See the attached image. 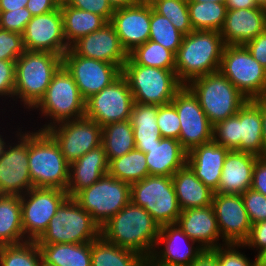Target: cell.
<instances>
[{
    "label": "cell",
    "mask_w": 266,
    "mask_h": 266,
    "mask_svg": "<svg viewBox=\"0 0 266 266\" xmlns=\"http://www.w3.org/2000/svg\"><path fill=\"white\" fill-rule=\"evenodd\" d=\"M28 169L33 187L66 191L70 164L46 131H28Z\"/></svg>",
    "instance_id": "277c9868"
},
{
    "label": "cell",
    "mask_w": 266,
    "mask_h": 266,
    "mask_svg": "<svg viewBox=\"0 0 266 266\" xmlns=\"http://www.w3.org/2000/svg\"><path fill=\"white\" fill-rule=\"evenodd\" d=\"M177 224L192 241H195L203 249H215L223 245V243H219L222 238H220L212 204L206 207L182 210Z\"/></svg>",
    "instance_id": "603a6c76"
},
{
    "label": "cell",
    "mask_w": 266,
    "mask_h": 266,
    "mask_svg": "<svg viewBox=\"0 0 266 266\" xmlns=\"http://www.w3.org/2000/svg\"><path fill=\"white\" fill-rule=\"evenodd\" d=\"M213 141L229 150L239 151L238 112L213 125Z\"/></svg>",
    "instance_id": "7bdbcfd3"
},
{
    "label": "cell",
    "mask_w": 266,
    "mask_h": 266,
    "mask_svg": "<svg viewBox=\"0 0 266 266\" xmlns=\"http://www.w3.org/2000/svg\"><path fill=\"white\" fill-rule=\"evenodd\" d=\"M189 266H219L218 247L215 249H204Z\"/></svg>",
    "instance_id": "9f6ffc18"
},
{
    "label": "cell",
    "mask_w": 266,
    "mask_h": 266,
    "mask_svg": "<svg viewBox=\"0 0 266 266\" xmlns=\"http://www.w3.org/2000/svg\"><path fill=\"white\" fill-rule=\"evenodd\" d=\"M24 241L20 196L0 195V246Z\"/></svg>",
    "instance_id": "836d02e7"
},
{
    "label": "cell",
    "mask_w": 266,
    "mask_h": 266,
    "mask_svg": "<svg viewBox=\"0 0 266 266\" xmlns=\"http://www.w3.org/2000/svg\"><path fill=\"white\" fill-rule=\"evenodd\" d=\"M251 101L260 109L262 118V137L264 143V156H266V96L251 99Z\"/></svg>",
    "instance_id": "6f0895ef"
},
{
    "label": "cell",
    "mask_w": 266,
    "mask_h": 266,
    "mask_svg": "<svg viewBox=\"0 0 266 266\" xmlns=\"http://www.w3.org/2000/svg\"><path fill=\"white\" fill-rule=\"evenodd\" d=\"M219 71L249 100L266 96V69L244 45H226Z\"/></svg>",
    "instance_id": "8fae6325"
},
{
    "label": "cell",
    "mask_w": 266,
    "mask_h": 266,
    "mask_svg": "<svg viewBox=\"0 0 266 266\" xmlns=\"http://www.w3.org/2000/svg\"><path fill=\"white\" fill-rule=\"evenodd\" d=\"M248 247L257 250L256 257L262 262L266 258V220L255 223L247 240L241 244V248Z\"/></svg>",
    "instance_id": "681fc988"
},
{
    "label": "cell",
    "mask_w": 266,
    "mask_h": 266,
    "mask_svg": "<svg viewBox=\"0 0 266 266\" xmlns=\"http://www.w3.org/2000/svg\"><path fill=\"white\" fill-rule=\"evenodd\" d=\"M28 0H0V11H12L26 7Z\"/></svg>",
    "instance_id": "91938a15"
},
{
    "label": "cell",
    "mask_w": 266,
    "mask_h": 266,
    "mask_svg": "<svg viewBox=\"0 0 266 266\" xmlns=\"http://www.w3.org/2000/svg\"><path fill=\"white\" fill-rule=\"evenodd\" d=\"M122 75L128 81L134 102L140 104H169L183 86L175 71L137 65L130 57L122 68Z\"/></svg>",
    "instance_id": "52a82bcc"
},
{
    "label": "cell",
    "mask_w": 266,
    "mask_h": 266,
    "mask_svg": "<svg viewBox=\"0 0 266 266\" xmlns=\"http://www.w3.org/2000/svg\"><path fill=\"white\" fill-rule=\"evenodd\" d=\"M73 198L101 227L131 201L130 184L106 174Z\"/></svg>",
    "instance_id": "30bf717a"
},
{
    "label": "cell",
    "mask_w": 266,
    "mask_h": 266,
    "mask_svg": "<svg viewBox=\"0 0 266 266\" xmlns=\"http://www.w3.org/2000/svg\"><path fill=\"white\" fill-rule=\"evenodd\" d=\"M239 152L264 156L260 109L248 100L238 111Z\"/></svg>",
    "instance_id": "f546056e"
},
{
    "label": "cell",
    "mask_w": 266,
    "mask_h": 266,
    "mask_svg": "<svg viewBox=\"0 0 266 266\" xmlns=\"http://www.w3.org/2000/svg\"><path fill=\"white\" fill-rule=\"evenodd\" d=\"M114 9L123 8L138 4L142 0H108Z\"/></svg>",
    "instance_id": "94428289"
},
{
    "label": "cell",
    "mask_w": 266,
    "mask_h": 266,
    "mask_svg": "<svg viewBox=\"0 0 266 266\" xmlns=\"http://www.w3.org/2000/svg\"><path fill=\"white\" fill-rule=\"evenodd\" d=\"M22 38L25 50L63 56L70 47L64 36L60 7L46 14L33 16L27 23Z\"/></svg>",
    "instance_id": "ac0fdd59"
},
{
    "label": "cell",
    "mask_w": 266,
    "mask_h": 266,
    "mask_svg": "<svg viewBox=\"0 0 266 266\" xmlns=\"http://www.w3.org/2000/svg\"><path fill=\"white\" fill-rule=\"evenodd\" d=\"M157 125L162 138L179 141L180 120L176 108L171 103L158 106Z\"/></svg>",
    "instance_id": "ee69618b"
},
{
    "label": "cell",
    "mask_w": 266,
    "mask_h": 266,
    "mask_svg": "<svg viewBox=\"0 0 266 266\" xmlns=\"http://www.w3.org/2000/svg\"><path fill=\"white\" fill-rule=\"evenodd\" d=\"M100 236V226L73 197H68L50 219L37 244L88 243Z\"/></svg>",
    "instance_id": "ba28073f"
},
{
    "label": "cell",
    "mask_w": 266,
    "mask_h": 266,
    "mask_svg": "<svg viewBox=\"0 0 266 266\" xmlns=\"http://www.w3.org/2000/svg\"><path fill=\"white\" fill-rule=\"evenodd\" d=\"M172 181L181 210L212 204L215 192L198 179L187 164L172 175Z\"/></svg>",
    "instance_id": "f1b7e54d"
},
{
    "label": "cell",
    "mask_w": 266,
    "mask_h": 266,
    "mask_svg": "<svg viewBox=\"0 0 266 266\" xmlns=\"http://www.w3.org/2000/svg\"><path fill=\"white\" fill-rule=\"evenodd\" d=\"M109 161L102 145L92 149L70 164L69 182L66 189L69 197L90 187L102 176L108 174Z\"/></svg>",
    "instance_id": "4316f807"
},
{
    "label": "cell",
    "mask_w": 266,
    "mask_h": 266,
    "mask_svg": "<svg viewBox=\"0 0 266 266\" xmlns=\"http://www.w3.org/2000/svg\"><path fill=\"white\" fill-rule=\"evenodd\" d=\"M42 260L54 266H91V242L38 244Z\"/></svg>",
    "instance_id": "d6a6232c"
},
{
    "label": "cell",
    "mask_w": 266,
    "mask_h": 266,
    "mask_svg": "<svg viewBox=\"0 0 266 266\" xmlns=\"http://www.w3.org/2000/svg\"><path fill=\"white\" fill-rule=\"evenodd\" d=\"M24 132L18 128L14 134L18 141L9 140L0 157V195L22 196L33 188L28 169V131Z\"/></svg>",
    "instance_id": "2e32d148"
},
{
    "label": "cell",
    "mask_w": 266,
    "mask_h": 266,
    "mask_svg": "<svg viewBox=\"0 0 266 266\" xmlns=\"http://www.w3.org/2000/svg\"><path fill=\"white\" fill-rule=\"evenodd\" d=\"M225 5L227 10L250 9L258 7L254 0H226Z\"/></svg>",
    "instance_id": "680465c9"
},
{
    "label": "cell",
    "mask_w": 266,
    "mask_h": 266,
    "mask_svg": "<svg viewBox=\"0 0 266 266\" xmlns=\"http://www.w3.org/2000/svg\"><path fill=\"white\" fill-rule=\"evenodd\" d=\"M251 189L266 196V156L258 157L254 165Z\"/></svg>",
    "instance_id": "db71d44e"
},
{
    "label": "cell",
    "mask_w": 266,
    "mask_h": 266,
    "mask_svg": "<svg viewBox=\"0 0 266 266\" xmlns=\"http://www.w3.org/2000/svg\"><path fill=\"white\" fill-rule=\"evenodd\" d=\"M241 244L226 243L218 246L219 266H259L262 262L255 257L254 261L247 258L245 253L240 252Z\"/></svg>",
    "instance_id": "f6af8a7d"
},
{
    "label": "cell",
    "mask_w": 266,
    "mask_h": 266,
    "mask_svg": "<svg viewBox=\"0 0 266 266\" xmlns=\"http://www.w3.org/2000/svg\"><path fill=\"white\" fill-rule=\"evenodd\" d=\"M266 29L264 9L227 10L220 35L225 45H244Z\"/></svg>",
    "instance_id": "cb8c5ba5"
},
{
    "label": "cell",
    "mask_w": 266,
    "mask_h": 266,
    "mask_svg": "<svg viewBox=\"0 0 266 266\" xmlns=\"http://www.w3.org/2000/svg\"><path fill=\"white\" fill-rule=\"evenodd\" d=\"M203 250L177 223H173L160 227L151 258L167 266H189Z\"/></svg>",
    "instance_id": "ffe728a7"
},
{
    "label": "cell",
    "mask_w": 266,
    "mask_h": 266,
    "mask_svg": "<svg viewBox=\"0 0 266 266\" xmlns=\"http://www.w3.org/2000/svg\"><path fill=\"white\" fill-rule=\"evenodd\" d=\"M65 3L80 10L98 14L107 22L111 21L115 11L108 0H67Z\"/></svg>",
    "instance_id": "f907efd6"
},
{
    "label": "cell",
    "mask_w": 266,
    "mask_h": 266,
    "mask_svg": "<svg viewBox=\"0 0 266 266\" xmlns=\"http://www.w3.org/2000/svg\"><path fill=\"white\" fill-rule=\"evenodd\" d=\"M258 7L264 8L266 6V0H254Z\"/></svg>",
    "instance_id": "03108f58"
},
{
    "label": "cell",
    "mask_w": 266,
    "mask_h": 266,
    "mask_svg": "<svg viewBox=\"0 0 266 266\" xmlns=\"http://www.w3.org/2000/svg\"><path fill=\"white\" fill-rule=\"evenodd\" d=\"M60 4L57 0H28L26 8L33 16L42 15L57 10Z\"/></svg>",
    "instance_id": "11a10c76"
},
{
    "label": "cell",
    "mask_w": 266,
    "mask_h": 266,
    "mask_svg": "<svg viewBox=\"0 0 266 266\" xmlns=\"http://www.w3.org/2000/svg\"><path fill=\"white\" fill-rule=\"evenodd\" d=\"M259 266H266V264L265 263H261Z\"/></svg>",
    "instance_id": "2644e50d"
},
{
    "label": "cell",
    "mask_w": 266,
    "mask_h": 266,
    "mask_svg": "<svg viewBox=\"0 0 266 266\" xmlns=\"http://www.w3.org/2000/svg\"><path fill=\"white\" fill-rule=\"evenodd\" d=\"M151 4L142 0L138 4L115 9L110 23L129 54L150 38Z\"/></svg>",
    "instance_id": "44dd1931"
},
{
    "label": "cell",
    "mask_w": 266,
    "mask_h": 266,
    "mask_svg": "<svg viewBox=\"0 0 266 266\" xmlns=\"http://www.w3.org/2000/svg\"><path fill=\"white\" fill-rule=\"evenodd\" d=\"M144 266H167L154 261L151 257L145 259Z\"/></svg>",
    "instance_id": "be15d7a7"
},
{
    "label": "cell",
    "mask_w": 266,
    "mask_h": 266,
    "mask_svg": "<svg viewBox=\"0 0 266 266\" xmlns=\"http://www.w3.org/2000/svg\"><path fill=\"white\" fill-rule=\"evenodd\" d=\"M61 66V55L25 50L16 60L14 101H20L26 111L32 110Z\"/></svg>",
    "instance_id": "3957f363"
},
{
    "label": "cell",
    "mask_w": 266,
    "mask_h": 266,
    "mask_svg": "<svg viewBox=\"0 0 266 266\" xmlns=\"http://www.w3.org/2000/svg\"><path fill=\"white\" fill-rule=\"evenodd\" d=\"M0 133L2 134V132H0ZM1 134H0V157L3 155V151L5 149V146L7 145L6 143L9 142V140L8 141L6 140V142H5V139H7V138H6V136L4 138L3 137L4 135H1Z\"/></svg>",
    "instance_id": "6125c7cd"
},
{
    "label": "cell",
    "mask_w": 266,
    "mask_h": 266,
    "mask_svg": "<svg viewBox=\"0 0 266 266\" xmlns=\"http://www.w3.org/2000/svg\"><path fill=\"white\" fill-rule=\"evenodd\" d=\"M230 150L211 142L187 152V165L208 188L217 192L226 155Z\"/></svg>",
    "instance_id": "d4e9b609"
},
{
    "label": "cell",
    "mask_w": 266,
    "mask_h": 266,
    "mask_svg": "<svg viewBox=\"0 0 266 266\" xmlns=\"http://www.w3.org/2000/svg\"><path fill=\"white\" fill-rule=\"evenodd\" d=\"M190 22L193 30L219 32L223 27L227 8L225 4L215 2H188Z\"/></svg>",
    "instance_id": "74e56055"
},
{
    "label": "cell",
    "mask_w": 266,
    "mask_h": 266,
    "mask_svg": "<svg viewBox=\"0 0 266 266\" xmlns=\"http://www.w3.org/2000/svg\"><path fill=\"white\" fill-rule=\"evenodd\" d=\"M215 211L222 242L243 244L249 237L252 223L239 194L214 193Z\"/></svg>",
    "instance_id": "d6986e66"
},
{
    "label": "cell",
    "mask_w": 266,
    "mask_h": 266,
    "mask_svg": "<svg viewBox=\"0 0 266 266\" xmlns=\"http://www.w3.org/2000/svg\"><path fill=\"white\" fill-rule=\"evenodd\" d=\"M70 49L79 56L115 64L121 70L129 58L110 22L101 29L78 39Z\"/></svg>",
    "instance_id": "7402d4cb"
},
{
    "label": "cell",
    "mask_w": 266,
    "mask_h": 266,
    "mask_svg": "<svg viewBox=\"0 0 266 266\" xmlns=\"http://www.w3.org/2000/svg\"><path fill=\"white\" fill-rule=\"evenodd\" d=\"M108 174L130 185L139 182L149 176L145 153L135 148L121 157L111 159Z\"/></svg>",
    "instance_id": "8d00e7d4"
},
{
    "label": "cell",
    "mask_w": 266,
    "mask_h": 266,
    "mask_svg": "<svg viewBox=\"0 0 266 266\" xmlns=\"http://www.w3.org/2000/svg\"><path fill=\"white\" fill-rule=\"evenodd\" d=\"M134 103L128 81L121 74L109 86L85 100V116L101 127L127 121Z\"/></svg>",
    "instance_id": "4fadbf2b"
},
{
    "label": "cell",
    "mask_w": 266,
    "mask_h": 266,
    "mask_svg": "<svg viewBox=\"0 0 266 266\" xmlns=\"http://www.w3.org/2000/svg\"><path fill=\"white\" fill-rule=\"evenodd\" d=\"M220 32L194 30L184 35L175 55V73L187 85L194 78L218 72L225 48Z\"/></svg>",
    "instance_id": "7a4b0ae2"
},
{
    "label": "cell",
    "mask_w": 266,
    "mask_h": 266,
    "mask_svg": "<svg viewBox=\"0 0 266 266\" xmlns=\"http://www.w3.org/2000/svg\"><path fill=\"white\" fill-rule=\"evenodd\" d=\"M171 104L176 108L180 120L179 142L187 152L213 140V125L202 110L197 96L187 85L176 92Z\"/></svg>",
    "instance_id": "5bb4252c"
},
{
    "label": "cell",
    "mask_w": 266,
    "mask_h": 266,
    "mask_svg": "<svg viewBox=\"0 0 266 266\" xmlns=\"http://www.w3.org/2000/svg\"><path fill=\"white\" fill-rule=\"evenodd\" d=\"M129 57L137 65L175 71V54L151 40L137 46Z\"/></svg>",
    "instance_id": "f35d334b"
},
{
    "label": "cell",
    "mask_w": 266,
    "mask_h": 266,
    "mask_svg": "<svg viewBox=\"0 0 266 266\" xmlns=\"http://www.w3.org/2000/svg\"><path fill=\"white\" fill-rule=\"evenodd\" d=\"M62 65L72 75L85 100L109 86L122 74L117 65L79 56L70 48L62 56Z\"/></svg>",
    "instance_id": "e0dca14e"
},
{
    "label": "cell",
    "mask_w": 266,
    "mask_h": 266,
    "mask_svg": "<svg viewBox=\"0 0 266 266\" xmlns=\"http://www.w3.org/2000/svg\"><path fill=\"white\" fill-rule=\"evenodd\" d=\"M245 209L253 224L266 220V196L252 190H246L242 195Z\"/></svg>",
    "instance_id": "7dc6e473"
},
{
    "label": "cell",
    "mask_w": 266,
    "mask_h": 266,
    "mask_svg": "<svg viewBox=\"0 0 266 266\" xmlns=\"http://www.w3.org/2000/svg\"><path fill=\"white\" fill-rule=\"evenodd\" d=\"M59 4L65 3L67 0H57Z\"/></svg>",
    "instance_id": "a7ac6f4b"
},
{
    "label": "cell",
    "mask_w": 266,
    "mask_h": 266,
    "mask_svg": "<svg viewBox=\"0 0 266 266\" xmlns=\"http://www.w3.org/2000/svg\"><path fill=\"white\" fill-rule=\"evenodd\" d=\"M40 266H54V265L48 264V263L44 262L43 260H41Z\"/></svg>",
    "instance_id": "003e7915"
},
{
    "label": "cell",
    "mask_w": 266,
    "mask_h": 266,
    "mask_svg": "<svg viewBox=\"0 0 266 266\" xmlns=\"http://www.w3.org/2000/svg\"><path fill=\"white\" fill-rule=\"evenodd\" d=\"M187 86L212 125L236 115L249 100L220 71L194 78Z\"/></svg>",
    "instance_id": "5b68a950"
},
{
    "label": "cell",
    "mask_w": 266,
    "mask_h": 266,
    "mask_svg": "<svg viewBox=\"0 0 266 266\" xmlns=\"http://www.w3.org/2000/svg\"><path fill=\"white\" fill-rule=\"evenodd\" d=\"M34 109L40 111V115L45 119H50L39 131H45L63 121L85 116V99L80 94L72 75L63 65L54 74L43 98L32 111Z\"/></svg>",
    "instance_id": "8992f818"
},
{
    "label": "cell",
    "mask_w": 266,
    "mask_h": 266,
    "mask_svg": "<svg viewBox=\"0 0 266 266\" xmlns=\"http://www.w3.org/2000/svg\"><path fill=\"white\" fill-rule=\"evenodd\" d=\"M68 193L57 188L33 187L20 196L22 228L26 241H37Z\"/></svg>",
    "instance_id": "7c38bea8"
},
{
    "label": "cell",
    "mask_w": 266,
    "mask_h": 266,
    "mask_svg": "<svg viewBox=\"0 0 266 266\" xmlns=\"http://www.w3.org/2000/svg\"><path fill=\"white\" fill-rule=\"evenodd\" d=\"M130 199L148 211L160 227L177 223L182 212L171 176L149 175L131 184Z\"/></svg>",
    "instance_id": "9c48e42d"
},
{
    "label": "cell",
    "mask_w": 266,
    "mask_h": 266,
    "mask_svg": "<svg viewBox=\"0 0 266 266\" xmlns=\"http://www.w3.org/2000/svg\"><path fill=\"white\" fill-rule=\"evenodd\" d=\"M101 145L105 149L108 161L135 149L134 132L130 120L103 126Z\"/></svg>",
    "instance_id": "d590c367"
},
{
    "label": "cell",
    "mask_w": 266,
    "mask_h": 266,
    "mask_svg": "<svg viewBox=\"0 0 266 266\" xmlns=\"http://www.w3.org/2000/svg\"><path fill=\"white\" fill-rule=\"evenodd\" d=\"M150 4L182 34L187 35L194 31L190 22L188 0H151Z\"/></svg>",
    "instance_id": "b9f144b4"
},
{
    "label": "cell",
    "mask_w": 266,
    "mask_h": 266,
    "mask_svg": "<svg viewBox=\"0 0 266 266\" xmlns=\"http://www.w3.org/2000/svg\"><path fill=\"white\" fill-rule=\"evenodd\" d=\"M244 46L250 54L266 69V29L249 40Z\"/></svg>",
    "instance_id": "f5cc1de1"
},
{
    "label": "cell",
    "mask_w": 266,
    "mask_h": 266,
    "mask_svg": "<svg viewBox=\"0 0 266 266\" xmlns=\"http://www.w3.org/2000/svg\"><path fill=\"white\" fill-rule=\"evenodd\" d=\"M41 260L36 241L0 246V266H40Z\"/></svg>",
    "instance_id": "ab89813d"
},
{
    "label": "cell",
    "mask_w": 266,
    "mask_h": 266,
    "mask_svg": "<svg viewBox=\"0 0 266 266\" xmlns=\"http://www.w3.org/2000/svg\"><path fill=\"white\" fill-rule=\"evenodd\" d=\"M24 52L22 34L0 28V60L16 61Z\"/></svg>",
    "instance_id": "bcb514c9"
},
{
    "label": "cell",
    "mask_w": 266,
    "mask_h": 266,
    "mask_svg": "<svg viewBox=\"0 0 266 266\" xmlns=\"http://www.w3.org/2000/svg\"><path fill=\"white\" fill-rule=\"evenodd\" d=\"M145 259L106 241L101 235L91 242V266H144Z\"/></svg>",
    "instance_id": "e575fe53"
},
{
    "label": "cell",
    "mask_w": 266,
    "mask_h": 266,
    "mask_svg": "<svg viewBox=\"0 0 266 266\" xmlns=\"http://www.w3.org/2000/svg\"><path fill=\"white\" fill-rule=\"evenodd\" d=\"M45 131L58 144L69 164L100 146L102 141V127L86 116L60 122Z\"/></svg>",
    "instance_id": "9a60e30c"
},
{
    "label": "cell",
    "mask_w": 266,
    "mask_h": 266,
    "mask_svg": "<svg viewBox=\"0 0 266 266\" xmlns=\"http://www.w3.org/2000/svg\"><path fill=\"white\" fill-rule=\"evenodd\" d=\"M158 105L134 103L130 122L133 127L136 149H147L159 143L161 135L157 125Z\"/></svg>",
    "instance_id": "4dcf8cb0"
},
{
    "label": "cell",
    "mask_w": 266,
    "mask_h": 266,
    "mask_svg": "<svg viewBox=\"0 0 266 266\" xmlns=\"http://www.w3.org/2000/svg\"><path fill=\"white\" fill-rule=\"evenodd\" d=\"M215 2V3H221V4H225L226 0H188V2H198V3H204V2Z\"/></svg>",
    "instance_id": "e7e4bbea"
},
{
    "label": "cell",
    "mask_w": 266,
    "mask_h": 266,
    "mask_svg": "<svg viewBox=\"0 0 266 266\" xmlns=\"http://www.w3.org/2000/svg\"><path fill=\"white\" fill-rule=\"evenodd\" d=\"M32 17L33 15L26 7L12 11H0V28L22 34Z\"/></svg>",
    "instance_id": "c3c4849f"
},
{
    "label": "cell",
    "mask_w": 266,
    "mask_h": 266,
    "mask_svg": "<svg viewBox=\"0 0 266 266\" xmlns=\"http://www.w3.org/2000/svg\"><path fill=\"white\" fill-rule=\"evenodd\" d=\"M183 38L184 34L179 32L169 19L157 13L151 5L149 40L162 45L176 55Z\"/></svg>",
    "instance_id": "60d3db41"
},
{
    "label": "cell",
    "mask_w": 266,
    "mask_h": 266,
    "mask_svg": "<svg viewBox=\"0 0 266 266\" xmlns=\"http://www.w3.org/2000/svg\"><path fill=\"white\" fill-rule=\"evenodd\" d=\"M160 226L148 211L131 201L100 227V235L108 242L151 257Z\"/></svg>",
    "instance_id": "6da1fadb"
},
{
    "label": "cell",
    "mask_w": 266,
    "mask_h": 266,
    "mask_svg": "<svg viewBox=\"0 0 266 266\" xmlns=\"http://www.w3.org/2000/svg\"><path fill=\"white\" fill-rule=\"evenodd\" d=\"M145 155L149 175L172 177L187 163V151L173 138H161Z\"/></svg>",
    "instance_id": "83f0119b"
},
{
    "label": "cell",
    "mask_w": 266,
    "mask_h": 266,
    "mask_svg": "<svg viewBox=\"0 0 266 266\" xmlns=\"http://www.w3.org/2000/svg\"><path fill=\"white\" fill-rule=\"evenodd\" d=\"M15 65L16 61L0 60V97L9 101H14Z\"/></svg>",
    "instance_id": "816d5d0a"
},
{
    "label": "cell",
    "mask_w": 266,
    "mask_h": 266,
    "mask_svg": "<svg viewBox=\"0 0 266 266\" xmlns=\"http://www.w3.org/2000/svg\"><path fill=\"white\" fill-rule=\"evenodd\" d=\"M263 9H264V12H265V19H266V6Z\"/></svg>",
    "instance_id": "89a4df30"
},
{
    "label": "cell",
    "mask_w": 266,
    "mask_h": 266,
    "mask_svg": "<svg viewBox=\"0 0 266 266\" xmlns=\"http://www.w3.org/2000/svg\"><path fill=\"white\" fill-rule=\"evenodd\" d=\"M258 156L230 150L226 155L217 193L242 195L251 188Z\"/></svg>",
    "instance_id": "484cf974"
},
{
    "label": "cell",
    "mask_w": 266,
    "mask_h": 266,
    "mask_svg": "<svg viewBox=\"0 0 266 266\" xmlns=\"http://www.w3.org/2000/svg\"><path fill=\"white\" fill-rule=\"evenodd\" d=\"M63 17L64 36L70 47L81 37L101 29L108 22L100 15L60 4Z\"/></svg>",
    "instance_id": "1f68e13d"
}]
</instances>
